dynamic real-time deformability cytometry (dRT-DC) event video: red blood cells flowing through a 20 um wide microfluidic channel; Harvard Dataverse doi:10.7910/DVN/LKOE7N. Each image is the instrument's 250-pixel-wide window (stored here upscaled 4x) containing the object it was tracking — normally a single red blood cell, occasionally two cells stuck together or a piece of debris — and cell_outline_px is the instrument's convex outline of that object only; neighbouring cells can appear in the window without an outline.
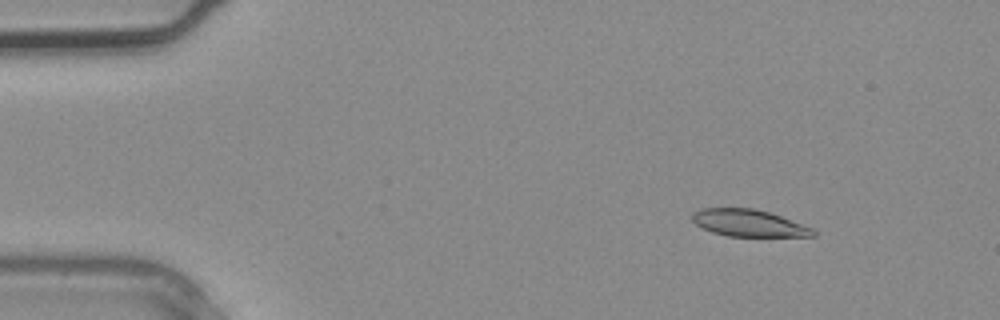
{"species": "common noctule bat (a hibernating species)", "species_latin": "Nyctalus noctula", "temperature_condition": "warm", "stored_images_in_passage": 4, "segment_of_instrument_passage": [1, 2], "camera_frame_rate_fps": 3000, "um_per_image_px": 0.085, "animal": {"sex": "male", "body_mass_g": 20.4}, "frame": {"image": 1, "passage_image": 2, "time_ms": 0.333, "image_size_px": [1000, 320], "cell_outline_px": [[816, 236], [728, 236], [712, 232], [696, 224], [688, 216], [692, 212], [700, 208], [752, 208], [768, 212], [780, 216], [812, 228], [816, 232]], "centroid_in_image_um": [63.58, 18.95], "position_along_channel_um": 21.4, "area_um2": 18.9}}